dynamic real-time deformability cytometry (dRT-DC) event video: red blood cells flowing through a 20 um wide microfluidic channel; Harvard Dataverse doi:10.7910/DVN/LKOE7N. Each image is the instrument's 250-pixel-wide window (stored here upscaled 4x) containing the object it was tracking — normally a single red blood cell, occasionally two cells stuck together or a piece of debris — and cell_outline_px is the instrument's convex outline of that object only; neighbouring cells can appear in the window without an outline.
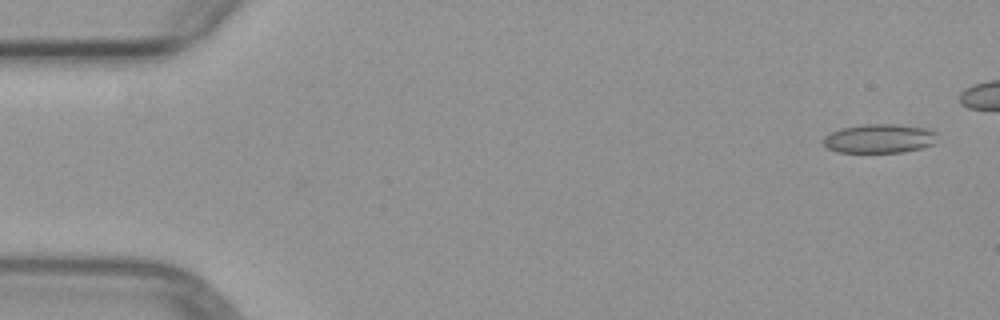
{"species": "common noctule bat (a hibernating species)", "species_latin": "Nyctalus noctula", "temperature_condition": "warm", "stored_images_in_passage": 3, "camera_frame_rate_fps": 3000, "um_per_image_px": 0.085, "animal": {"sex": "female", "body_mass_g": 29.2, "forearm_length_mm": 56.3}, "frame": {"image": 1, "passage_image": 1, "time_ms": 0.0, "image_size_px": [1000, 320], "cell_outline_px": [[936, 144], [904, 152], [836, 152], [828, 148], [824, 144], [824, 136], [840, 128], [864, 124], [892, 124], [924, 128], [936, 132]], "centroid_in_image_um": [74.75, 11.78], "position_along_channel_um": 10.3, "area_um2": 19.19}}
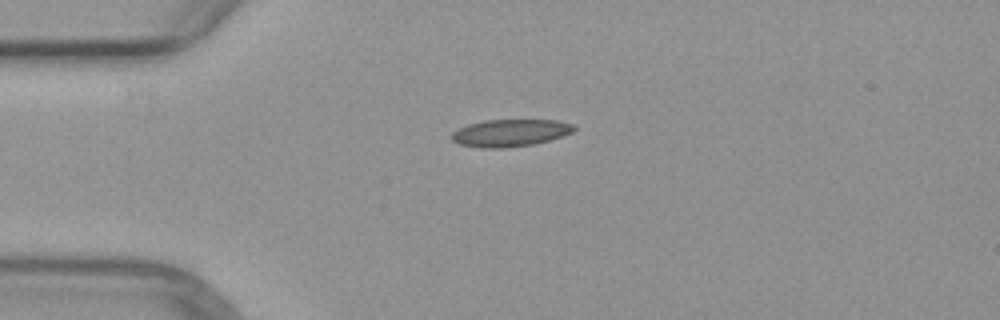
{"frame": {"image": 2, "passage_image": 3, "time_ms": 5.333, "image_size_px": [1000, 320], "cell_outline_px": [[576, 128], [572, 132], [564, 136], [532, 144], [504, 148], [480, 148], [460, 144], [452, 140], [452, 132], [468, 124], [484, 120], [560, 120], [576, 124]], "centroid_in_image_um": [43.41, 11.29], "position_along_channel_um": 41.6, "area_um2": 19.48}}